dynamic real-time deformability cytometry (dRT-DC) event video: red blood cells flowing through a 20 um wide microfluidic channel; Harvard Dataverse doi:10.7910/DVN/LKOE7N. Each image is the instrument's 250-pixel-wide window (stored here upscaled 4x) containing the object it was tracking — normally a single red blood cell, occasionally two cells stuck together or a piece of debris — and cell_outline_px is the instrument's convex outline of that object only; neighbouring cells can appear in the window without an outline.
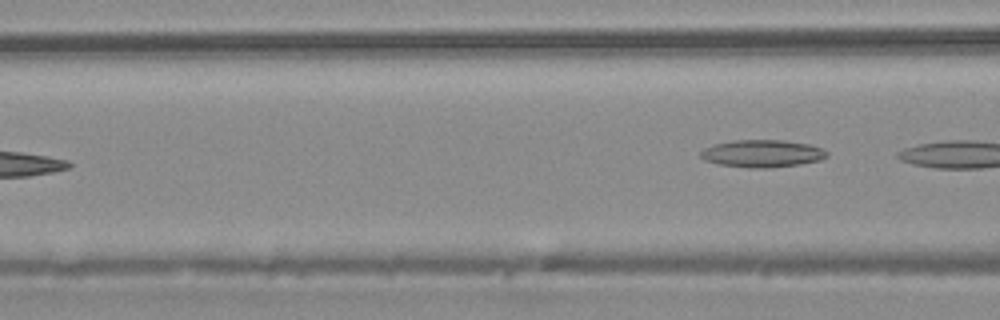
{"species": "common noctule bat (a hibernating species)", "species_latin": "Nyctalus noctula", "temperature_condition": "warm", "stored_images_in_passage": 5, "camera_frame_rate_fps": 3000, "um_per_image_px": 0.085, "animal": {"sex": "male", "body_mass_g": 20.4}, "frame": {"image": 1, "passage_image": 5, "time_ms": 1.333, "image_size_px": [1000, 320], "cell_outline_px": [[828, 156], [820, 160], [800, 164], [772, 168], [748, 168], [720, 164], [704, 160], [700, 156], [700, 152], [704, 148], [716, 144], [732, 140], [784, 140], [808, 144], [824, 148], [828, 152]], "centroid_in_image_um": [64.82, 13.05], "position_along_channel_um": 101.8, "area_um2": 20.29}}